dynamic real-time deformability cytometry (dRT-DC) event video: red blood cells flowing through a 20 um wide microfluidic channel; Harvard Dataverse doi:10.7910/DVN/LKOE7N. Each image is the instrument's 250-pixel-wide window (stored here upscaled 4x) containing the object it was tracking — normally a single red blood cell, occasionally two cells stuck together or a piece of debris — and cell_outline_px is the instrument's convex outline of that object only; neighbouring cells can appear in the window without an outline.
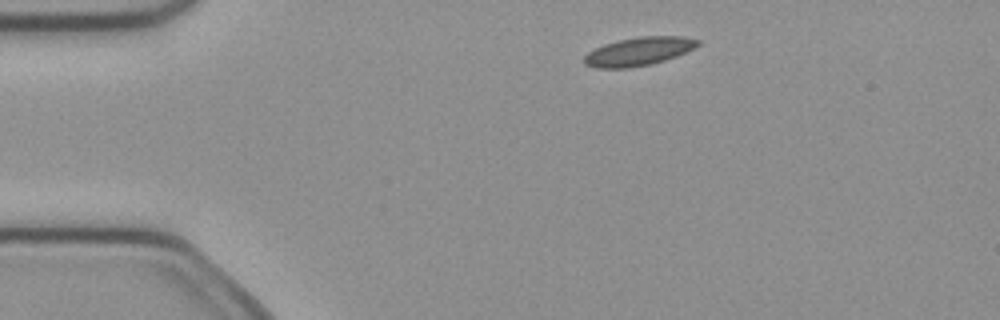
{"species": "common noctule bat (a hibernating species)", "species_latin": "Nyctalus noctula", "temperature_condition": "cold", "stored_images_in_passage": 4, "camera_frame_rate_fps": 3000, "um_per_image_px": 0.085, "animal": {"sex": "female", "body_mass_g": 21.9}, "frame": {"image": 1, "passage_image": 1, "time_ms": 0.0, "image_size_px": [1000, 320], "cell_outline_px": [[700, 44], [676, 56], [652, 64], [628, 68], [596, 68], [584, 64], [584, 56], [588, 52], [604, 44], [616, 40], [640, 36], [680, 36], [700, 40]], "centroid_in_image_um": [54.25, 4.37], "position_along_channel_um": 30.7, "area_um2": 18.73}}
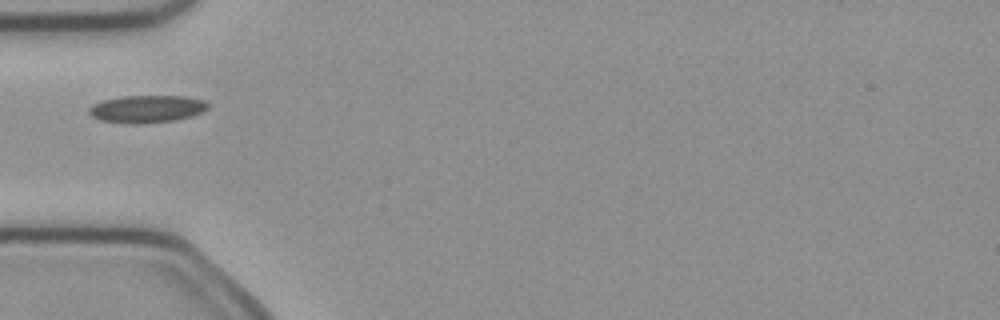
{"frame": {"image": 2, "passage_image": 3, "time_ms": 0.667, "image_size_px": [1000, 320], "cell_outline_px": [[208, 108], [192, 116], [176, 120], [132, 124], [100, 120], [92, 116], [88, 112], [88, 108], [92, 104], [104, 100], [124, 96], [188, 96], [204, 100], [208, 104]], "centroid_in_image_um": [12.48, 9.25], "position_along_channel_um": 72.5, "area_um2": 18.96}}